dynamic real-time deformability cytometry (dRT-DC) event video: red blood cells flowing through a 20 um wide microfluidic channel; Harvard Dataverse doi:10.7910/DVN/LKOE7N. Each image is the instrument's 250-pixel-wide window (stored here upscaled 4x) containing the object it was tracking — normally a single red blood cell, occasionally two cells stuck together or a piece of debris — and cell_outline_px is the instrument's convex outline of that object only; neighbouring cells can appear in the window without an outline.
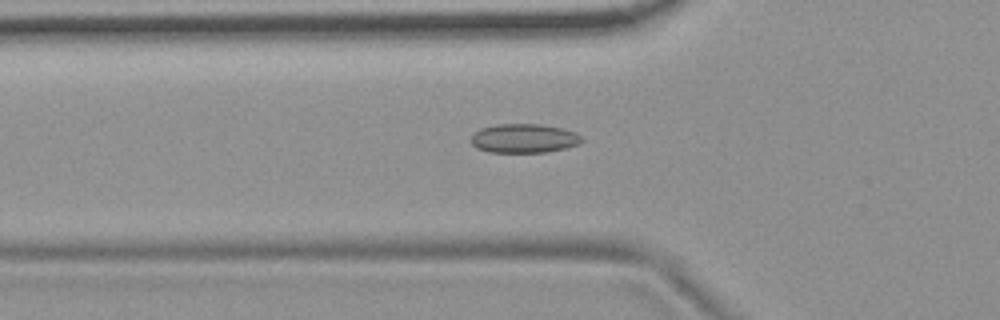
{"species": "common noctule bat (a hibernating species)", "species_latin": "Nyctalus noctula", "temperature_condition": "room temperature", "stored_images_in_passage": 54, "camera_frame_rate_fps": 3000, "um_per_image_px": 0.085, "animal": {"sex": "female", "body_mass_g": 19.9}, "frame": {"image": 1, "passage_image": 18, "time_ms": 5.667, "image_size_px": [1000, 320], "cell_outline_px": [[584, 140], [580, 144], [548, 152], [488, 152], [476, 148], [472, 144], [472, 132], [480, 128], [496, 124], [540, 124], [564, 128], [576, 132]], "centroid_in_image_um": [44.54, 11.75], "position_along_channel_um": 81.3, "area_um2": 18.96}}
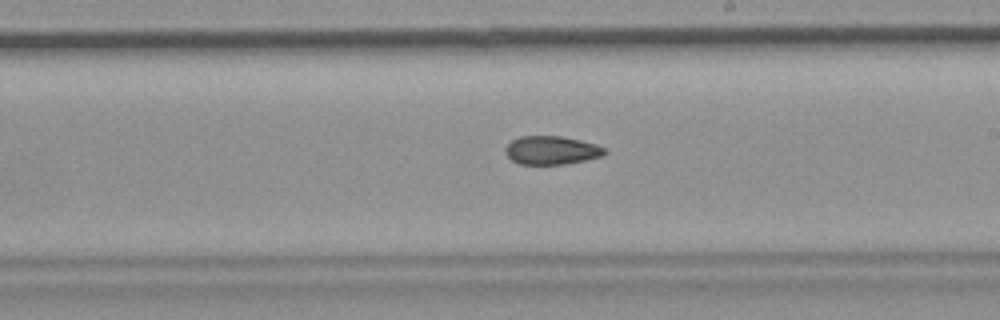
{"frame": {"image": 2, "passage_image": 31, "time_ms": 10.0, "image_size_px": [1000, 320], "cell_outline_px": [[608, 152], [604, 156], [564, 164], [520, 164], [512, 160], [504, 152], [508, 144], [512, 140], [520, 136], [560, 136], [580, 140], [596, 144], [604, 148]], "centroid_in_image_um": [46.89, 12.77], "position_along_channel_um": 242.1, "area_um2": 16.42}}
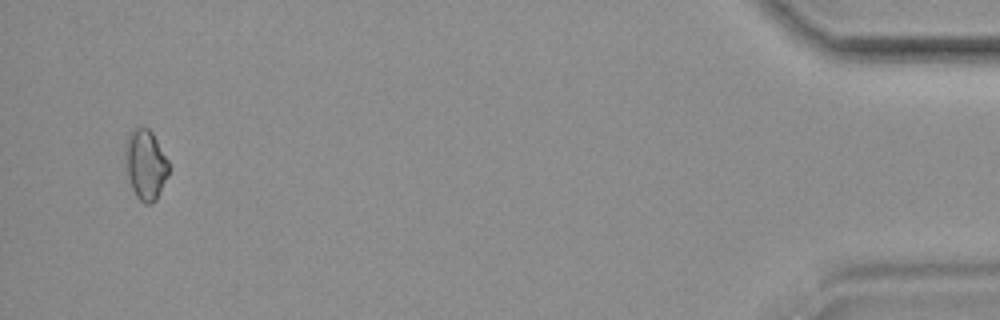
{"frame": {"image": 3, "passage_image": 52, "time_ms": 17.0, "image_size_px": [1000, 320], "cell_outline_px": [[168, 176], [156, 200], [152, 204], [144, 204], [136, 196], [132, 188], [128, 176], [124, 148], [124, 144], [128, 132], [136, 128], [148, 128], [152, 132], [168, 160]], "centroid_in_image_um": [12.36, 13.99], "position_along_channel_um": 422.8, "area_um2": 17.74}}